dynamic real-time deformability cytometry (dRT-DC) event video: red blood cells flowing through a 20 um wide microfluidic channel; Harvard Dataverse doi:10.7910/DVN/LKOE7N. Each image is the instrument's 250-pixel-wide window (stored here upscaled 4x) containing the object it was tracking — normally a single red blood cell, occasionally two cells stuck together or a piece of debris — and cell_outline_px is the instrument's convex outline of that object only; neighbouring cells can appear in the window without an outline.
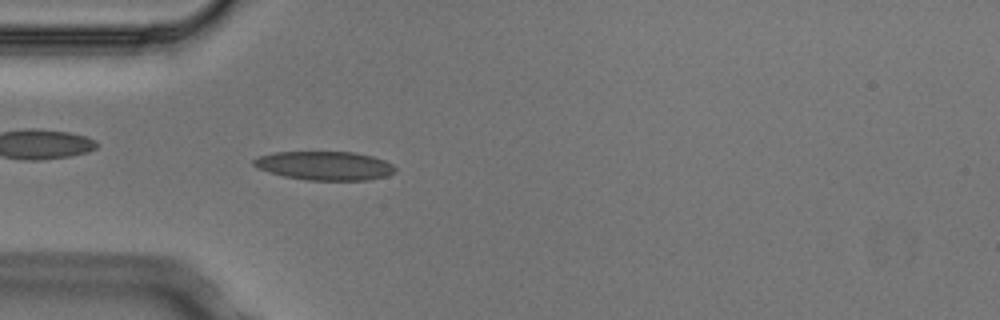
{"species": "Egyptian fruit bat (a non-hibernating species)", "species_latin": "Rousettus aegyptiacus", "temperature_condition": "cold", "stored_images_in_passage": 4, "camera_frame_rate_fps": 3000, "um_per_image_px": 0.085, "animal": {"sex": "male"}, "frame": {"image": 1, "passage_image": 4, "time_ms": 1.0, "image_size_px": [1000, 320], "cell_outline_px": [[396, 172], [388, 176], [368, 180], [308, 180], [284, 176], [268, 172], [256, 168], [252, 164], [252, 160], [256, 156], [276, 152], [356, 152], [372, 156], [384, 160], [392, 164], [396, 168]], "centroid_in_image_um": [27.59, 14.08], "position_along_channel_um": 57.4, "area_um2": 23.99}}